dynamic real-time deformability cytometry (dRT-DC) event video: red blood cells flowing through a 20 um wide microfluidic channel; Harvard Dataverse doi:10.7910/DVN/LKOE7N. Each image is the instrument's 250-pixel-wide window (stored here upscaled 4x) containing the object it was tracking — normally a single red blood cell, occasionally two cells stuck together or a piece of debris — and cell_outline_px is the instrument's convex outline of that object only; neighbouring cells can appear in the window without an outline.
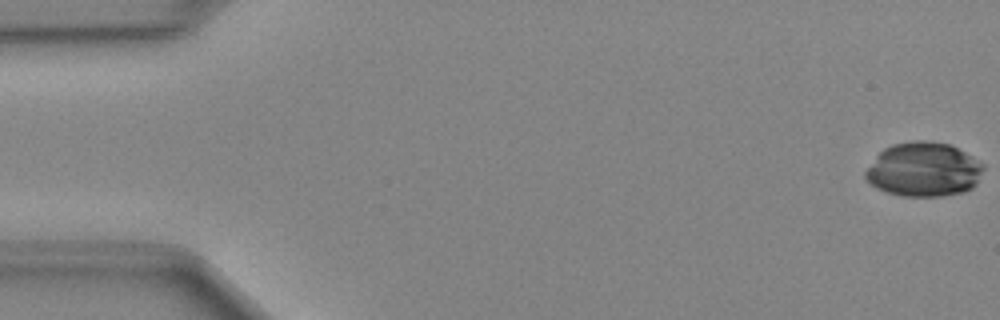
{"species": "Egyptian fruit bat (a non-hibernating species)", "species_latin": "Rousettus aegyptiacus", "temperature_condition": "cold", "stored_images_in_passage": 49, "camera_frame_rate_fps": 3000, "um_per_image_px": 0.085, "animal": {"sex": "female"}, "frame": {"image": 1, "passage_image": 1, "time_ms": 0.0, "image_size_px": [1000, 320], "cell_outline_px": [[984, 168], [976, 184], [972, 188], [964, 192], [940, 196], [904, 196], [888, 192], [876, 188], [864, 176], [864, 172], [876, 156], [884, 148], [892, 144], [912, 140], [924, 140], [948, 144], [964, 152], [984, 164]], "centroid_in_image_um": [78.51, 14.41], "position_along_channel_um": 6.5, "area_um2": 37.17}}